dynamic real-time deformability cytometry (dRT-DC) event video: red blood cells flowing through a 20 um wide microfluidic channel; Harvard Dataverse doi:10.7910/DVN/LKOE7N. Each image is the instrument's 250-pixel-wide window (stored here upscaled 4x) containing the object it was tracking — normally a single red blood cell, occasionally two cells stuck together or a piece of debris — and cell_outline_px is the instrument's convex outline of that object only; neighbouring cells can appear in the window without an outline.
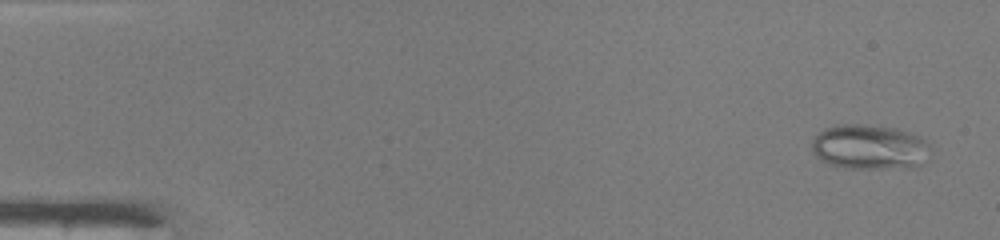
{"species": "common noctule bat (a hibernating species)", "species_latin": "Nyctalus noctula", "temperature_condition": "warm", "stored_images_in_passage": 48, "camera_frame_rate_fps": 3000, "um_per_image_px": 0.085, "animal": {"sex": "male", "body_mass_g": 19.0, "forearm_length_mm": 50.8}, "frame": {"image": 1, "passage_image": 3, "time_ms": 0.667, "image_size_px": [1000, 240], "cell_outline_px": [[932, 152], [920, 164], [912, 168], [844, 168], [828, 164], [820, 160], [812, 152], [812, 140], [824, 128], [836, 124], [864, 124], [896, 128], [920, 136], [932, 148]], "centroid_in_image_um": [73.91, 12.5], "position_along_channel_um": 11.1, "area_um2": 31.44}}
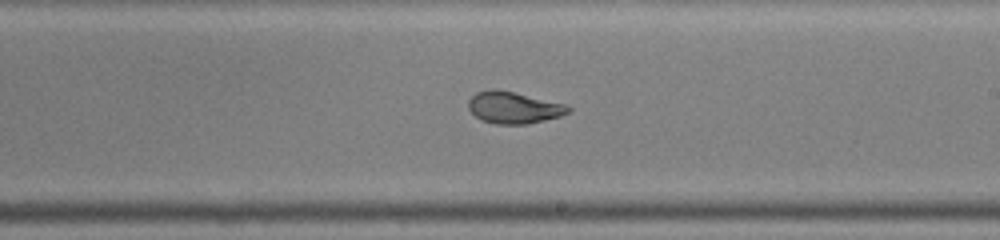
{"frame": {"image": 2, "passage_image": 29, "time_ms": 9.333, "image_size_px": [1000, 240], "cell_outline_px": [[572, 108], [568, 112], [560, 116], [528, 124], [496, 124], [480, 120], [468, 108], [468, 100], [476, 92], [492, 88], [496, 88], [568, 104]], "centroid_in_image_um": [43.66, 9.13], "position_along_channel_um": 245.3, "area_um2": 18.67}}
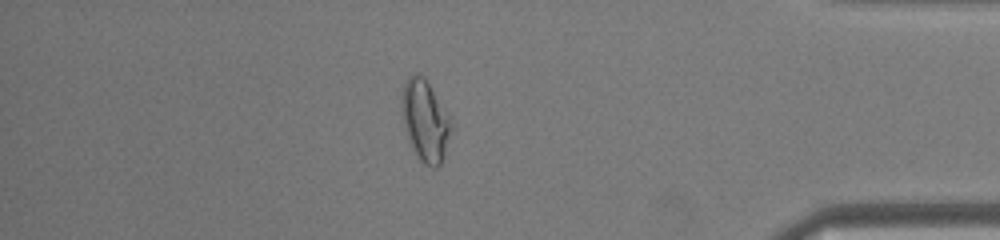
{"frame": {"image": 3, "passage_image": 42, "time_ms": 13.667, "image_size_px": [1000, 240], "cell_outline_px": [[452, 128], [444, 156], [440, 164], [436, 168], [432, 168], [424, 164], [416, 156], [412, 148], [400, 112], [400, 96], [404, 84], [408, 76], [416, 72], [420, 72], [424, 76], [448, 116]], "centroid_in_image_um": [36.09, 10.24], "position_along_channel_um": 399.1, "area_um2": 23.41}, "authors_computed_cell_mechanics": {"area_um2": 22.3975, "velocity_mm_per_s": 4.2575, "shape_relaxation_time_tau1_ms": null, "shape_relaxation_time_tau2_ms": 0.7721, "deformation_change_tau1": null, "deformation_change_tau2": 0.0715}}